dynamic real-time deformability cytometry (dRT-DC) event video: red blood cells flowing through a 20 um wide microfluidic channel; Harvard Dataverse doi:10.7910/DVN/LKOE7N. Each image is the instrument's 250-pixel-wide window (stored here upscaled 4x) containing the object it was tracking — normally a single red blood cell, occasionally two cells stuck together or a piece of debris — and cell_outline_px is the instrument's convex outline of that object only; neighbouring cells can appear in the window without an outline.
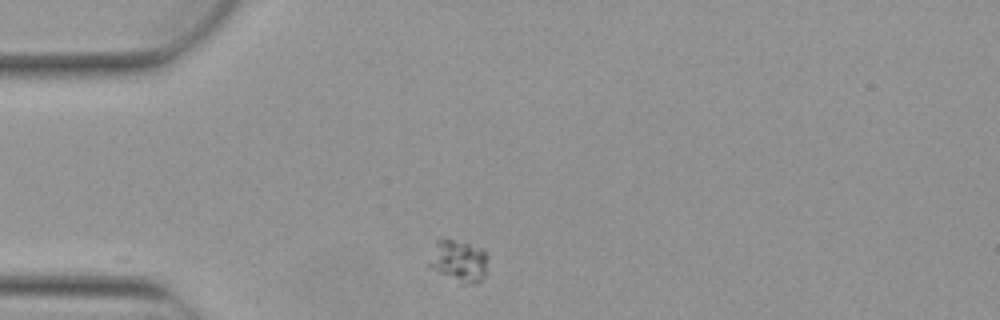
{"species": "Egyptian fruit bat (a non-hibernating species)", "species_latin": "Rousettus aegyptiacus", "temperature_condition": "warm", "stored_images_in_passage": 3, "camera_frame_rate_fps": 3000, "um_per_image_px": 0.085, "animal": {"sex": "female"}, "frame": {"image": 1, "passage_image": 1, "time_ms": 0.0, "image_size_px": [1000, 320], "cell_outline_px": [[488, 272], [476, 284], [460, 284], [440, 272], [428, 264], [436, 240], [452, 240], [484, 248], [488, 256]], "centroid_in_image_um": [39.08, 22.2], "position_along_channel_um": 45.9, "area_um2": 14.33}}
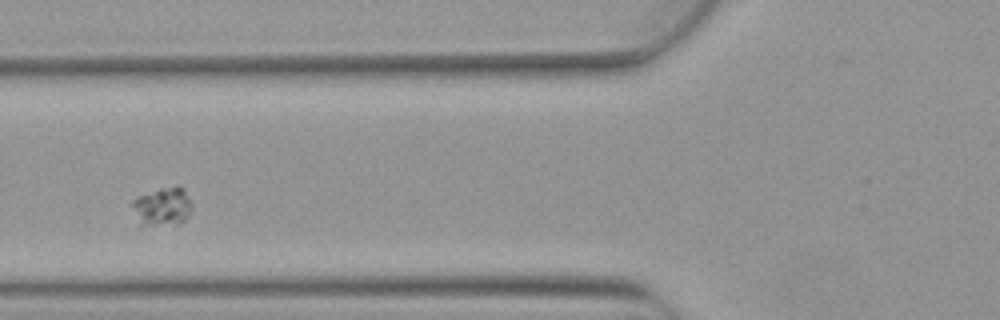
{"frame": {"image": 2, "passage_image": 3, "time_ms": 0.667, "image_size_px": [1000, 320], "cell_outline_px": [[192, 212], [180, 224], [140, 228], [132, 204], [132, 200], [136, 196], [160, 188], [176, 184], [180, 184], [184, 188], [192, 200]], "centroid_in_image_um": [13.83, 17.57], "position_along_channel_um": 112.0, "area_um2": 14.28}}